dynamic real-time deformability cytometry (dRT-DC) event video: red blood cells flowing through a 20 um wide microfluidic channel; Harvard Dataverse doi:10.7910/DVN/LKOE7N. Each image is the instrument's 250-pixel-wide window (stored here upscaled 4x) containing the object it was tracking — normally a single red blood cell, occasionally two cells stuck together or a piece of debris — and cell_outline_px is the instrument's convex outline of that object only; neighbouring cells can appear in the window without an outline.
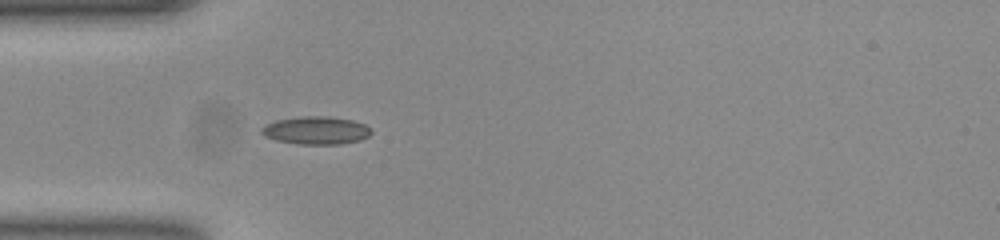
{"species": "common noctule bat (a hibernating species)", "species_latin": "Nyctalus noctula", "temperature_condition": "room temperature", "stored_images_in_passage": 38, "camera_frame_rate_fps": 3000, "um_per_image_px": 0.085, "animal": {"sex": "female", "body_mass_g": 23.0, "forearm_length_mm": 53.4}, "frame": {"image": 1, "passage_image": 1, "time_ms": 0.0, "image_size_px": [1000, 240], "cell_outline_px": [[372, 132], [368, 136], [360, 140], [340, 144], [300, 144], [276, 140], [264, 136], [260, 132], [260, 128], [264, 124], [276, 120], [300, 116], [328, 116], [352, 120], [364, 124]], "centroid_in_image_um": [26.81, 11.08], "position_along_channel_um": 58.2, "area_um2": 17.86}}
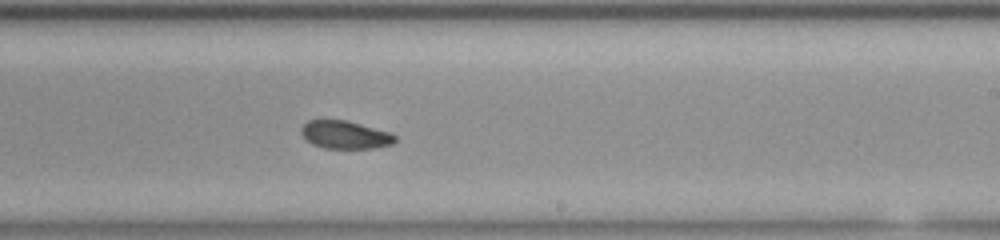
{"frame": {"image": 2, "passage_image": 17, "time_ms": 5.333, "image_size_px": [1000, 240], "cell_outline_px": [[396, 140], [392, 144], [372, 148], [324, 148], [312, 144], [300, 132], [300, 128], [308, 120], [348, 120], [388, 132], [396, 136]], "centroid_in_image_um": [29.31, 11.45], "position_along_channel_um": 259.7, "area_um2": 15.14}}
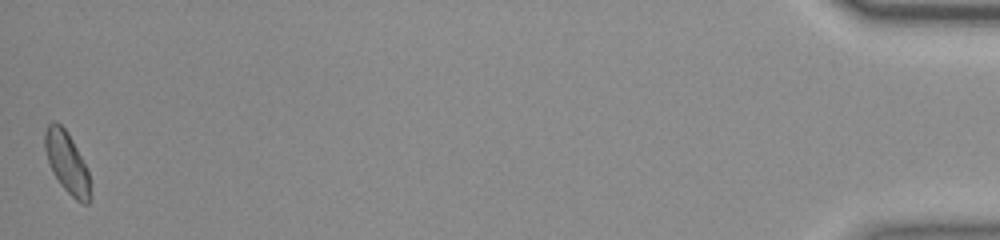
{"frame": {"image": 3, "passage_image": 38, "time_ms": 12.333, "image_size_px": [1000, 240], "cell_outline_px": [[88, 204], [84, 204], [76, 200], [60, 184], [48, 160], [44, 148], [44, 132], [48, 124], [52, 120], [60, 124], [68, 132], [88, 172]], "centroid_in_image_um": [5.64, 13.75], "position_along_channel_um": 429.6, "area_um2": 15.49}, "authors_computed_cell_mechanics": {"area_um2": 16.0106, "velocity_mm_per_s": 3.8486, "shape_relaxation_time_tau1_ms": 5.9601, "shape_relaxation_time_tau2_ms": 4.3474, "deformation_change_tau1": 0.1268, "deformation_change_tau2": 0.087}}